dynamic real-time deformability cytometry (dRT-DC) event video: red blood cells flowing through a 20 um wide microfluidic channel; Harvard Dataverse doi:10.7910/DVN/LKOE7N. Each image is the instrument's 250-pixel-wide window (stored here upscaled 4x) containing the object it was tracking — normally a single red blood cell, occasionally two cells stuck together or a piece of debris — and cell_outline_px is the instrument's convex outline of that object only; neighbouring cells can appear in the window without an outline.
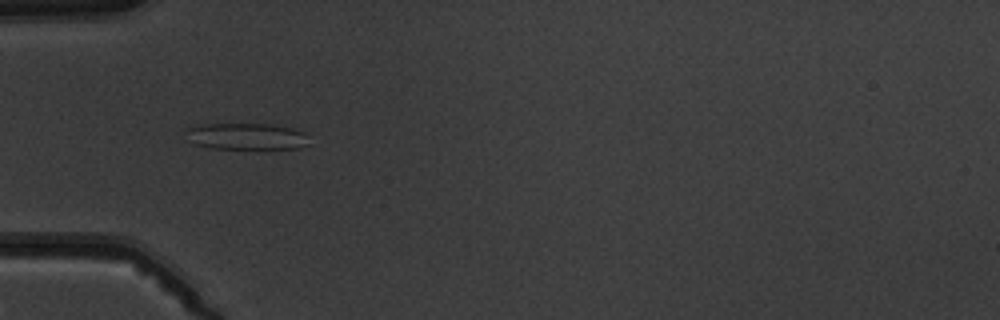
{"species": "common noctule bat (a hibernating species)", "species_latin": "Nyctalus noctula", "temperature_condition": "warm", "stored_images_in_passage": 2, "camera_frame_rate_fps": 3000, "um_per_image_px": 0.085, "animal": {"sex": "male", "body_mass_g": 19.5, "forearm_length_mm": 54.6}, "frame": {"image": 1, "passage_image": 2, "time_ms": 1.333, "image_size_px": [1000, 320], "cell_outline_px": [[308, 144], [300, 148], [212, 148], [192, 144], [184, 132], [184, 128], [204, 124], [268, 124], [292, 128], [304, 132]], "centroid_in_image_um": [20.87, 11.58], "position_along_channel_um": 64.1, "area_um2": 18.96}}